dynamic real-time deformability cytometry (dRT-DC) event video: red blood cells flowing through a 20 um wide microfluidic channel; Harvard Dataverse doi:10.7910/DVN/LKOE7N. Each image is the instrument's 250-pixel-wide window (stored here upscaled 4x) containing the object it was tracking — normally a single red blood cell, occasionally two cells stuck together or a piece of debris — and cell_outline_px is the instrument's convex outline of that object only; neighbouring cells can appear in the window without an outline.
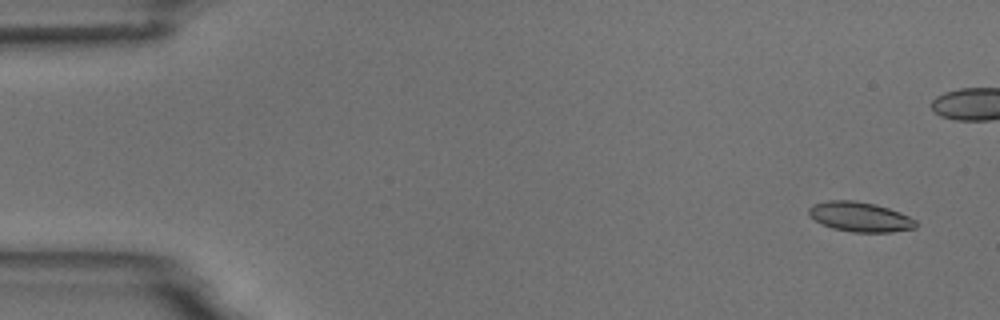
{"species": "common noctule bat (a hibernating species)", "species_latin": "Nyctalus noctula", "temperature_condition": "room temperature", "stored_images_in_passage": 8, "camera_frame_rate_fps": 3000, "um_per_image_px": 0.085, "animal": {"sex": "male", "body_mass_g": 18.8}, "frame": {"image": 1, "passage_image": 1, "time_ms": 0.0, "image_size_px": [1000, 320], "cell_outline_px": [[916, 228], [892, 232], [852, 232], [832, 228], [808, 216], [808, 208], [812, 204], [828, 200], [852, 200], [876, 204], [900, 212], [916, 220]], "centroid_in_image_um": [73.09, 18.42], "position_along_channel_um": 11.9, "area_um2": 18.61}}